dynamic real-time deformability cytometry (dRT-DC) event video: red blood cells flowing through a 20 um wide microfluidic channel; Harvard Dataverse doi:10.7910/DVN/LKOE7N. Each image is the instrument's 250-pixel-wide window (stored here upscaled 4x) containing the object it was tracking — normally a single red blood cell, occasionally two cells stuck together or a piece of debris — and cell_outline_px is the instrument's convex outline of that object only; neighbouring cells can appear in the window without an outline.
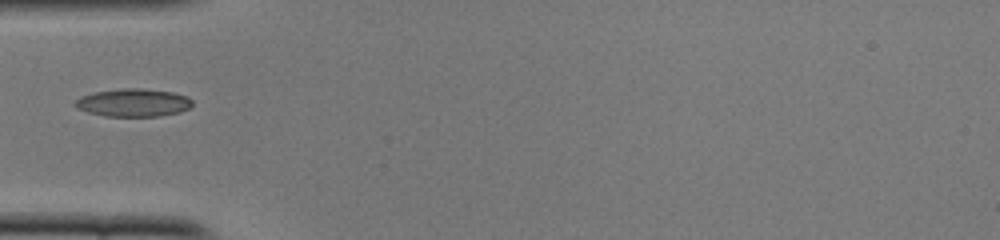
{"species": "common noctule bat (a hibernating species)", "species_latin": "Nyctalus noctula", "temperature_condition": "cold", "stored_images_in_passage": 7, "camera_frame_rate_fps": 3000, "um_per_image_px": 0.085, "animal": {"sex": "female", "body_mass_g": 22.0, "forearm_length_mm": 56.7}, "frame": {"image": 1, "passage_image": 1, "time_ms": 0.0, "image_size_px": [1000, 240], "cell_outline_px": [[192, 104], [188, 108], [180, 112], [160, 116], [104, 116], [88, 112], [76, 108], [76, 100], [80, 96], [96, 92], [124, 88], [140, 88], [172, 92], [188, 96], [192, 100]], "centroid_in_image_um": [11.35, 8.73], "position_along_channel_um": 73.7, "area_um2": 18.96}}